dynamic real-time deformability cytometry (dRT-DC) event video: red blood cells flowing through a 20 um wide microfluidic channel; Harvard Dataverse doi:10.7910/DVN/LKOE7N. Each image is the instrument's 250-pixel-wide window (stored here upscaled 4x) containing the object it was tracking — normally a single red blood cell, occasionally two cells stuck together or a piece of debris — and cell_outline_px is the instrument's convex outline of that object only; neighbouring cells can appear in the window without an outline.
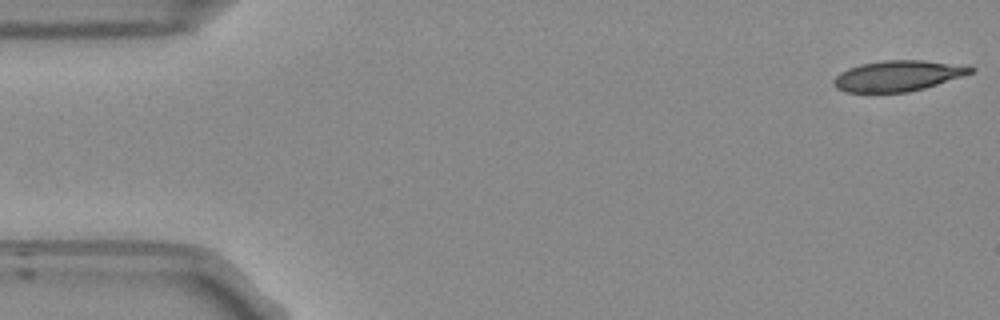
{"species": "Egyptian fruit bat (a non-hibernating species)", "species_latin": "Rousettus aegyptiacus", "temperature_condition": "room temperature", "stored_images_in_passage": 15, "camera_frame_rate_fps": 3000, "um_per_image_px": 0.085, "frame": {"image": 1, "passage_image": 1, "time_ms": 0.0, "image_size_px": [1000, 320], "cell_outline_px": [[976, 72], [924, 88], [908, 92], [844, 92], [836, 88], [832, 84], [832, 80], [840, 72], [848, 68], [860, 64], [884, 60], [924, 60], [968, 64], [976, 68]], "centroid_in_image_um": [76.38, 6.43], "position_along_channel_um": 8.6, "area_um2": 24.91}}
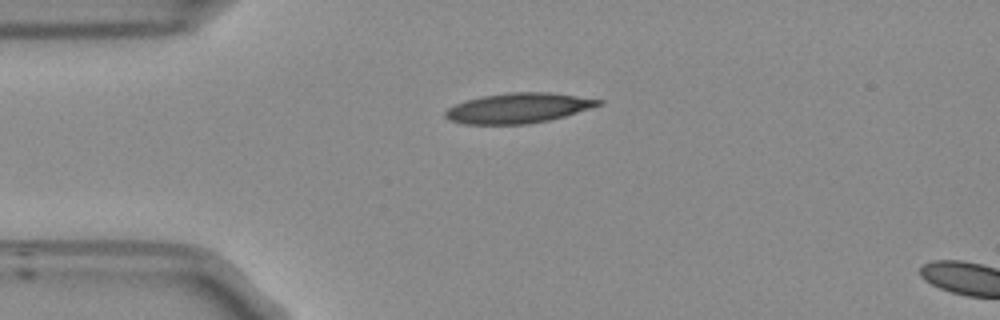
{"frame": {"image": 2, "passage_image": 12, "time_ms": 3.667, "image_size_px": [1000, 320], "cell_outline_px": [[604, 100], [600, 104], [564, 116], [548, 120], [528, 124], [464, 124], [448, 120], [444, 116], [444, 112], [448, 108], [464, 100], [484, 96], [508, 92], [552, 92]], "centroid_in_image_um": [44.0, 9.18], "position_along_channel_um": 41.0, "area_um2": 26.7}}